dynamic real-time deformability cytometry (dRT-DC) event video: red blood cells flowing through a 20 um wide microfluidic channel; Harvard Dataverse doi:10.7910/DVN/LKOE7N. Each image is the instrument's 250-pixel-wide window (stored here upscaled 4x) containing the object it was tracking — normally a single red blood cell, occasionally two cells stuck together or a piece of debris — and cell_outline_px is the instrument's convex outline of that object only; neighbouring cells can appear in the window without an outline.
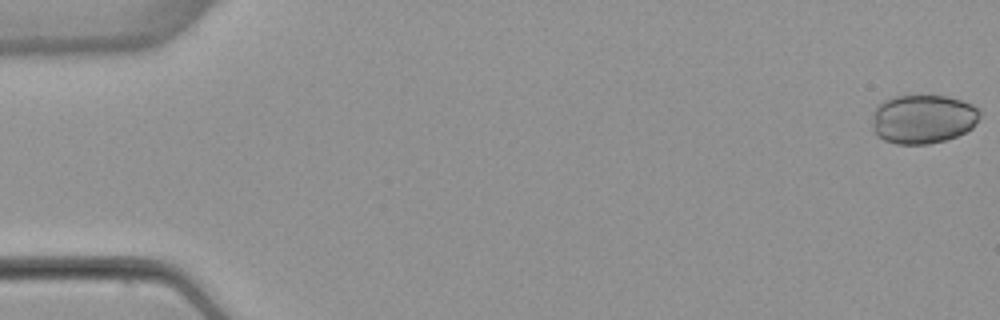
{"species": "common noctule bat (a hibernating species)", "species_latin": "Nyctalus noctula", "temperature_condition": "warm", "stored_images_in_passage": 53, "camera_frame_rate_fps": 3000, "um_per_image_px": 0.085, "animal": {"sex": "female", "body_mass_g": 22.7, "forearm_length_mm": 54.2}, "frame": {"image": 1, "passage_image": 1, "time_ms": 0.0, "image_size_px": [1000, 320], "cell_outline_px": [[980, 116], [972, 128], [956, 136], [944, 140], [928, 144], [896, 144], [884, 140], [876, 136], [872, 128], [872, 116], [876, 104], [884, 100], [896, 96], [948, 96], [972, 104], [980, 108]], "centroid_in_image_um": [78.42, 10.12], "position_along_channel_um": 6.6, "area_um2": 30.98}}
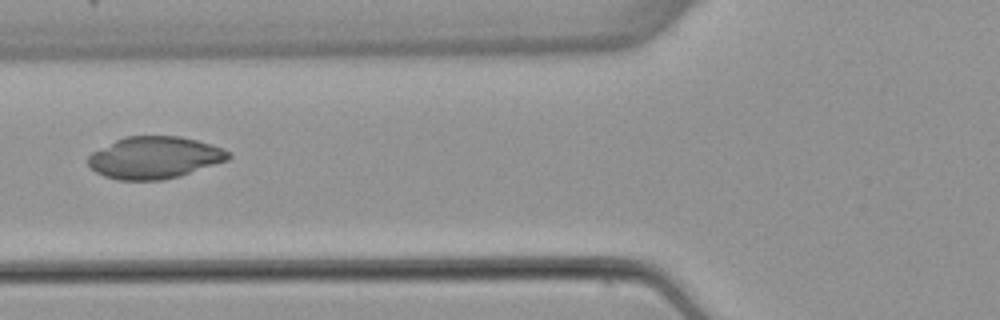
{"frame": {"image": 2, "passage_image": 21, "time_ms": 6.667, "image_size_px": [1000, 320], "cell_outline_px": [[232, 156], [228, 160], [180, 176], [164, 180], [116, 180], [104, 176], [96, 172], [88, 164], [88, 156], [92, 152], [124, 136], [180, 136], [196, 140], [224, 148], [232, 152]], "centroid_in_image_um": [13.16, 13.4], "position_along_channel_um": 112.6, "area_um2": 34.51}}
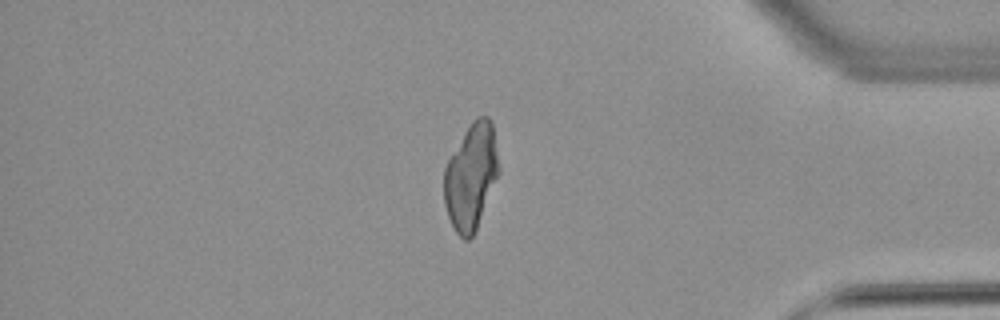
{"frame": {"image": 3, "passage_image": 45, "time_ms": 14.667, "image_size_px": [1000, 320], "cell_outline_px": [[500, 172], [476, 228], [472, 236], [468, 240], [464, 240], [456, 232], [448, 216], [444, 204], [444, 168], [448, 160], [472, 120], [476, 116], [488, 116], [492, 120], [500, 168]], "centroid_in_image_um": [40.05, 14.98], "position_along_channel_um": 395.2, "area_um2": 33.64}}